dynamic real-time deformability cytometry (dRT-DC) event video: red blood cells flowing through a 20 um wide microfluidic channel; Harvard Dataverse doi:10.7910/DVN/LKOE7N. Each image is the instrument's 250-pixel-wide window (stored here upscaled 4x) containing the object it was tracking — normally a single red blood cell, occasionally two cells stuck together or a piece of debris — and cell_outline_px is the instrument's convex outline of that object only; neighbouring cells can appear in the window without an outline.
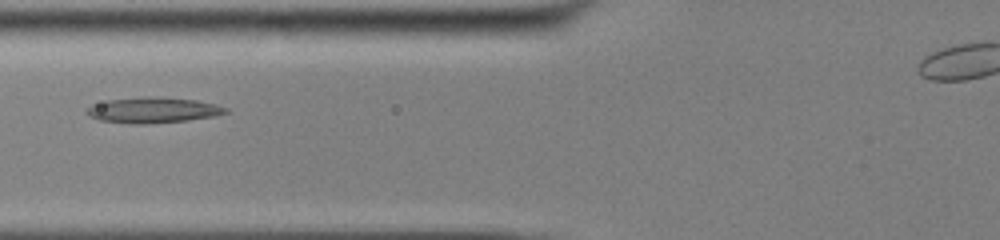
{"species": "common noctule bat (a hibernating species)", "species_latin": "Nyctalus noctula", "temperature_condition": "cold", "stored_images_in_passage": 33, "camera_frame_rate_fps": 3000, "um_per_image_px": 0.085, "animal": {"sex": "male", "body_mass_g": 13.0, "forearm_length_mm": 53.1}, "frame": {"image": 1, "passage_image": 5, "time_ms": 1.333, "image_size_px": [1000, 240], "cell_outline_px": [[228, 112], [216, 116], [188, 120], [144, 124], [128, 124], [100, 120], [92, 116], [88, 112], [88, 108], [108, 100], [196, 100], [228, 108]], "centroid_in_image_um": [13.08, 9.44], "position_along_channel_um": 112.7, "area_um2": 19.02}}
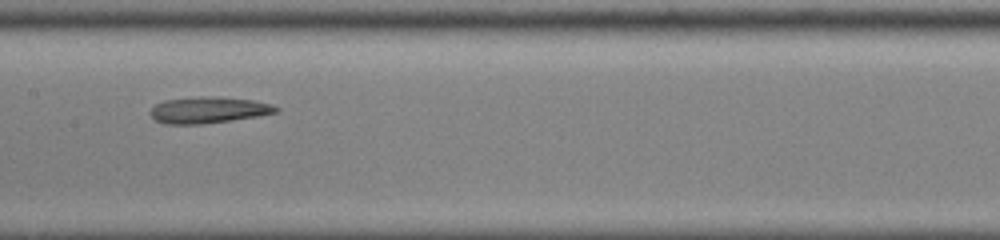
{"frame": {"image": 2, "passage_image": 11, "time_ms": 3.333, "image_size_px": [1000, 240], "cell_outline_px": [[280, 112], [260, 116], [204, 124], [164, 124], [156, 120], [148, 112], [156, 104], [164, 100], [200, 96], [204, 96], [252, 100], [272, 104], [280, 108]], "centroid_in_image_um": [17.74, 9.36], "position_along_channel_um": 189.7, "area_um2": 19.36}}
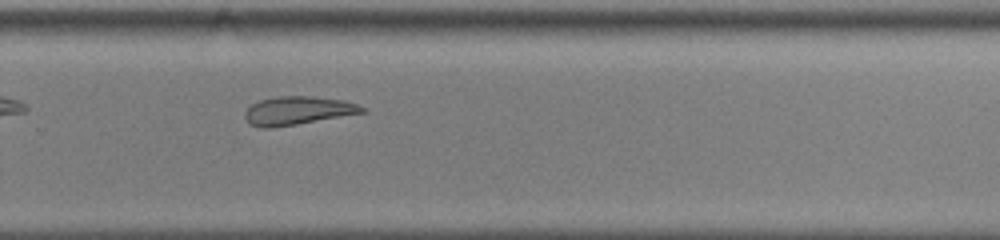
{"frame": {"image": 3, "passage_image": 20, "time_ms": 6.333, "image_size_px": [1000, 240], "cell_outline_px": [[364, 112], [296, 124], [268, 128], [260, 128], [248, 124], [244, 116], [244, 112], [252, 104], [260, 100], [276, 96], [308, 96], [344, 100], [356, 104], [364, 108]], "centroid_in_image_um": [25.23, 9.4], "position_along_channel_um": 304.6, "area_um2": 19.13}}